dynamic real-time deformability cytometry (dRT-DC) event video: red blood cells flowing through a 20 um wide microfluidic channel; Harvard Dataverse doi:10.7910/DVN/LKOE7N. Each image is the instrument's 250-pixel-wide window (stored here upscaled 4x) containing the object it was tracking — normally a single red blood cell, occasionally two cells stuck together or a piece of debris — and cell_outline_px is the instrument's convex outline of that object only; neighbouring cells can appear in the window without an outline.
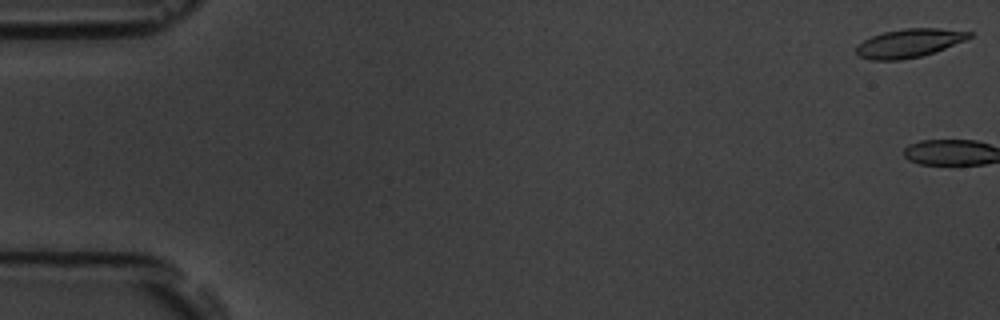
{"species": "common noctule bat (a hibernating species)", "species_latin": "Nyctalus noctula", "temperature_condition": "room temperature", "stored_images_in_passage": 2, "camera_frame_rate_fps": 3000, "um_per_image_px": 0.085, "animal": {"sex": "male", "body_mass_g": 19.5, "forearm_length_mm": 54.6}, "frame": {"image": 1, "passage_image": 1, "time_ms": 0.0, "image_size_px": [1000, 320], "cell_outline_px": [[972, 36], [964, 40], [944, 48], [920, 56], [900, 60], [872, 60], [860, 56], [856, 52], [856, 48], [864, 40], [872, 36], [884, 32], [904, 28], [936, 28], [972, 32]], "centroid_in_image_um": [77.26, 3.66], "position_along_channel_um": 7.7, "area_um2": 18.38}}